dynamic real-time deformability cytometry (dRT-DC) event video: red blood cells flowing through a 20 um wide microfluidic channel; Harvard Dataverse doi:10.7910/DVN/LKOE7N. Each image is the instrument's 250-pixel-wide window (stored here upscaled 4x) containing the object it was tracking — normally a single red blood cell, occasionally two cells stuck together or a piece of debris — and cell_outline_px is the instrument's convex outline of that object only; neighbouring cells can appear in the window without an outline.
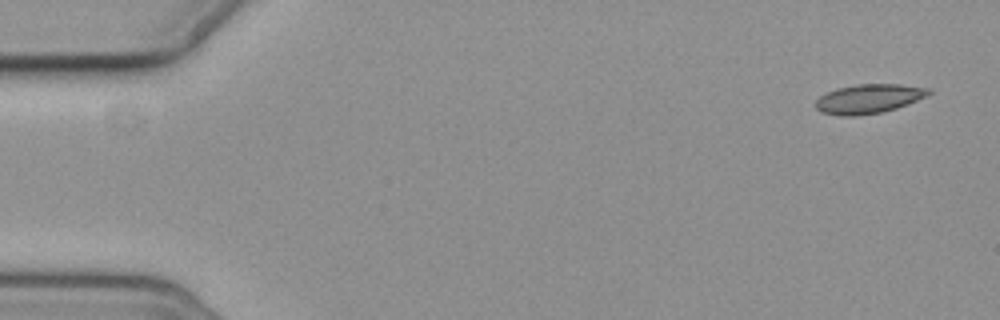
{"species": "common noctule bat (a hibernating species)", "species_latin": "Nyctalus noctula", "temperature_condition": "cold", "stored_images_in_passage": 5, "camera_frame_rate_fps": 3000, "um_per_image_px": 0.085, "animal": {"sex": "female", "body_mass_g": 19.3, "forearm_length_mm": 54.1}, "frame": {"image": 1, "passage_image": 1, "time_ms": 0.0, "image_size_px": [1000, 320], "cell_outline_px": [[932, 92], [916, 100], [896, 108], [884, 112], [852, 116], [840, 116], [820, 112], [816, 108], [816, 100], [820, 96], [836, 88], [856, 84], [900, 84], [928, 88]], "centroid_in_image_um": [73.79, 8.39], "position_along_channel_um": 11.2, "area_um2": 19.13}}
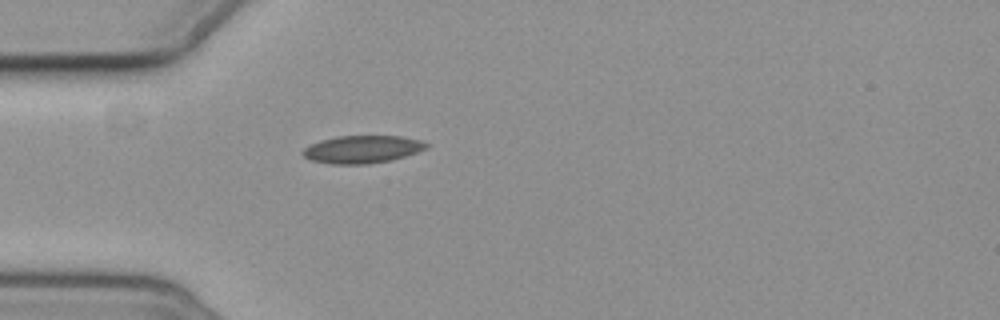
{"frame": {"image": 2, "passage_image": 5, "time_ms": 4.667, "image_size_px": [1000, 320], "cell_outline_px": [[428, 148], [392, 160], [368, 164], [332, 164], [312, 160], [304, 156], [300, 152], [304, 148], [320, 140], [336, 136], [400, 136], [420, 140], [428, 144]], "centroid_in_image_um": [30.78, 12.69], "position_along_channel_um": 54.2, "area_um2": 19.83}}